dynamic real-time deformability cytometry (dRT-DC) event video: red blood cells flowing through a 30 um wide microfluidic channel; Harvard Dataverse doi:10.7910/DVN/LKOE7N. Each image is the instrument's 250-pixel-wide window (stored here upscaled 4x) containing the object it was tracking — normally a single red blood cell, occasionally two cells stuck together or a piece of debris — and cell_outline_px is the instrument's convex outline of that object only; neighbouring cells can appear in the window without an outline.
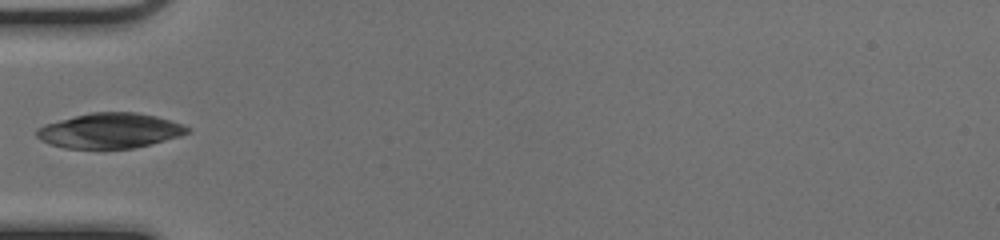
{"species": "common noctule bat (a hibernating species)", "species_latin": "Nyctalus noctula", "temperature_condition": "cold", "stored_images_in_passage": 21, "camera_frame_rate_fps": 3000, "um_per_image_px": 0.085, "animal": {"sex": "female", "body_mass_g": 17.0, "forearm_length_mm": 48.0}, "frame": {"image": 1, "passage_image": 1, "time_ms": 0.0, "image_size_px": [1000, 240], "cell_outline_px": [[192, 132], [180, 136], [152, 144], [132, 148], [64, 148], [48, 144], [40, 140], [36, 136], [36, 128], [44, 124], [92, 112], [136, 112], [156, 116], [184, 124], [192, 128]], "centroid_in_image_um": [9.37, 11.11], "position_along_channel_um": 75.6, "area_um2": 30.98}}